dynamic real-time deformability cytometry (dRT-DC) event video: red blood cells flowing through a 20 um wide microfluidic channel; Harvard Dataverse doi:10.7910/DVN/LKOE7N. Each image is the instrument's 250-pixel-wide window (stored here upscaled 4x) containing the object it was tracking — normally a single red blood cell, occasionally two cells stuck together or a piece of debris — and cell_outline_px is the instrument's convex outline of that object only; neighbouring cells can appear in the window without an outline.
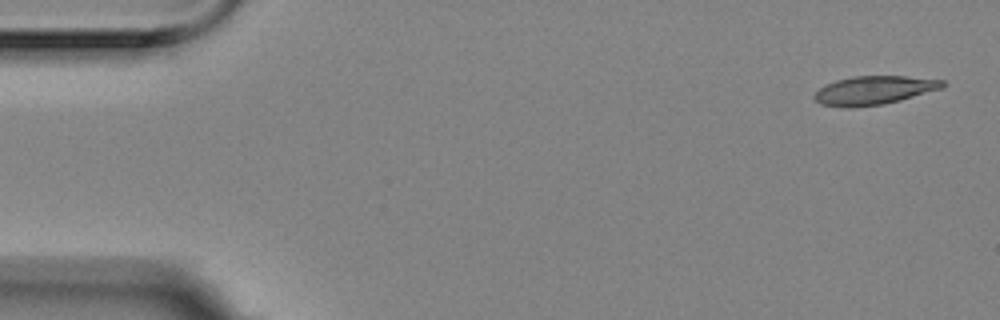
{"species": "Egyptian fruit bat (a non-hibernating species)", "species_latin": "Rousettus aegyptiacus", "temperature_condition": "room temperature", "stored_images_in_passage": 5, "camera_frame_rate_fps": 3000, "um_per_image_px": 0.085, "animal": {"sex": "female"}, "frame": {"image": 1, "passage_image": 1, "time_ms": 0.0, "image_size_px": [1000, 320], "cell_outline_px": [[944, 88], [900, 100], [884, 104], [820, 104], [812, 96], [824, 84], [836, 80], [852, 76], [904, 76], [944, 80]], "centroid_in_image_um": [74.36, 7.62], "position_along_channel_um": 10.6, "area_um2": 20.52}}
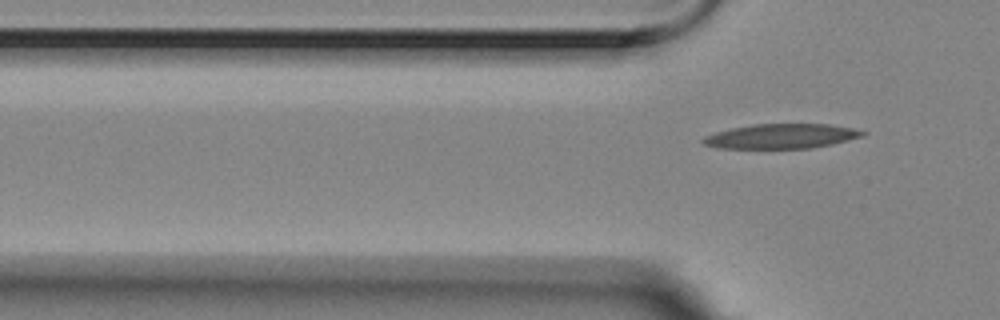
{"frame": {"image": 2, "passage_image": 5, "time_ms": 1.333, "image_size_px": [1000, 320], "cell_outline_px": [[868, 132], [860, 136], [832, 144], [812, 148], [720, 148], [704, 144], [700, 140], [704, 136], [716, 132], [732, 128], [752, 124], [828, 124], [852, 128]], "centroid_in_image_um": [66.38, 11.57], "position_along_channel_um": 59.4, "area_um2": 22.72}}